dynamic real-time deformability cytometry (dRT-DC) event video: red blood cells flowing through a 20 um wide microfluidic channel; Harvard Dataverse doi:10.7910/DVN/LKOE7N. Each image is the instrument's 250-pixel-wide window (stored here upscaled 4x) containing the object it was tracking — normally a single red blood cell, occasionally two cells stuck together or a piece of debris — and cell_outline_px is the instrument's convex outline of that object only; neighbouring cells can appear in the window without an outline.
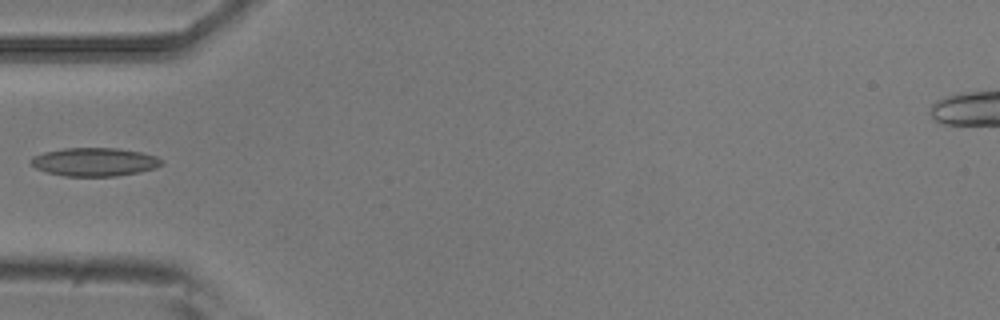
{"species": "common noctule bat (a hibernating species)", "species_latin": "Nyctalus noctula", "temperature_condition": "room temperature", "stored_images_in_passage": 5, "camera_frame_rate_fps": 3000, "um_per_image_px": 0.085, "animal": {"sex": "male", "body_mass_g": 20.5, "forearm_length_mm": 52.5}, "frame": {"image": 1, "passage_image": 4, "time_ms": 1.0, "image_size_px": [1000, 320], "cell_outline_px": [[164, 164], [156, 168], [140, 172], [116, 176], [64, 176], [48, 172], [36, 168], [28, 160], [32, 156], [44, 152], [64, 148], [116, 148], [140, 152], [156, 156], [164, 160]], "centroid_in_image_um": [8.05, 13.76], "position_along_channel_um": 76.9, "area_um2": 21.73}}
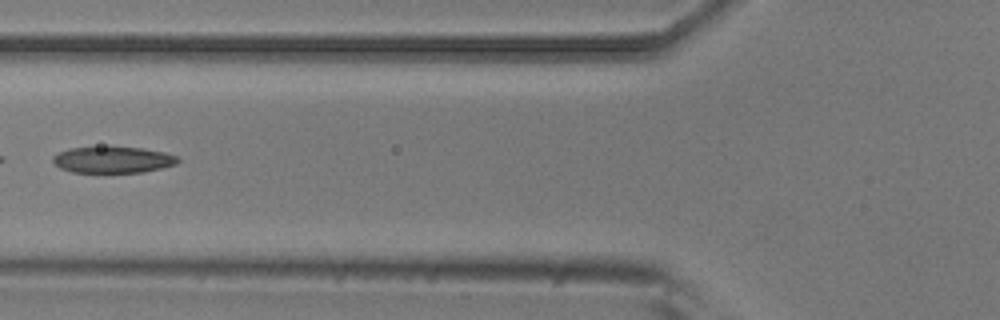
{"frame": {"image": 2, "passage_image": 5, "time_ms": 1.333, "image_size_px": [1000, 320], "cell_outline_px": [[180, 160], [176, 164], [144, 172], [72, 172], [60, 168], [52, 160], [52, 156], [68, 148], [144, 148], [164, 152], [176, 156]], "centroid_in_image_um": [9.6, 13.59], "position_along_channel_um": 116.2, "area_um2": 18.79}}